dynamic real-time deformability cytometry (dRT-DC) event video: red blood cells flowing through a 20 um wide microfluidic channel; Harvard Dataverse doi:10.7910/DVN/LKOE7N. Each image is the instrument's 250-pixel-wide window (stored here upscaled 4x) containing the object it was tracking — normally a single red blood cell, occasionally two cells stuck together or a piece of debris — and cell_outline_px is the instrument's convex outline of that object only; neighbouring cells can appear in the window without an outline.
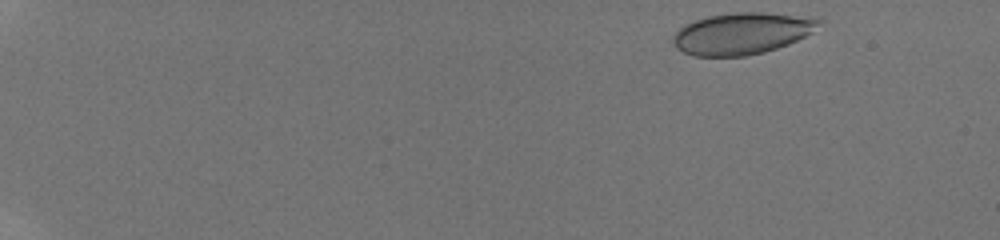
{"species": "human", "species_latin": "Homo sapiens", "temperature_condition": "room temperature", "stored_images_in_passage": 14, "camera_frame_rate_fps": 3000, "um_per_image_px": 0.085, "donor": {"sex": "male"}, "frame": {"image": 1, "passage_image": 2, "time_ms": 0.333, "image_size_px": [1000, 240], "cell_outline_px": [[824, 20], [812, 32], [788, 44], [764, 52], [744, 56], [692, 56], [676, 48], [672, 44], [672, 36], [684, 24], [708, 16], [732, 12], [764, 12]], "centroid_in_image_um": [62.99, 2.85], "position_along_channel_um": 22.0, "area_um2": 35.14}}